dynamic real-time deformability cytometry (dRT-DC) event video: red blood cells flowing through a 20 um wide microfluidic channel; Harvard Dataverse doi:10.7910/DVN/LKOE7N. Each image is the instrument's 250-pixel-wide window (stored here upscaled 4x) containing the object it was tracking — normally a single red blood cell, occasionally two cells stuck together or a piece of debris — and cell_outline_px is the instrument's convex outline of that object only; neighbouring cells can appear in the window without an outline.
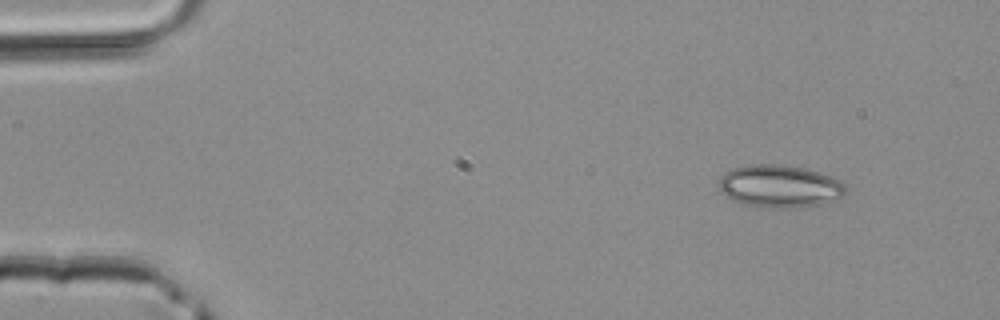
{"species": "common noctule bat (a hibernating species)", "species_latin": "Nyctalus noctula", "temperature_condition": "room temperature", "stored_images_in_passage": 4, "camera_frame_rate_fps": 3000, "um_per_image_px": 0.085, "animal": {"sex": "male", "body_mass_g": 20.4}, "frame": {"image": 1, "passage_image": 4, "time_ms": 1.0, "image_size_px": [1000, 320], "cell_outline_px": [[848, 188], [844, 196], [820, 204], [788, 208], [776, 208], [744, 204], [732, 200], [724, 196], [716, 188], [716, 184], [720, 176], [724, 172], [732, 168], [748, 164], [776, 164], [804, 168], [820, 172], [840, 180]], "centroid_in_image_um": [66.21, 15.82], "position_along_channel_um": 18.8, "area_um2": 31.85}}